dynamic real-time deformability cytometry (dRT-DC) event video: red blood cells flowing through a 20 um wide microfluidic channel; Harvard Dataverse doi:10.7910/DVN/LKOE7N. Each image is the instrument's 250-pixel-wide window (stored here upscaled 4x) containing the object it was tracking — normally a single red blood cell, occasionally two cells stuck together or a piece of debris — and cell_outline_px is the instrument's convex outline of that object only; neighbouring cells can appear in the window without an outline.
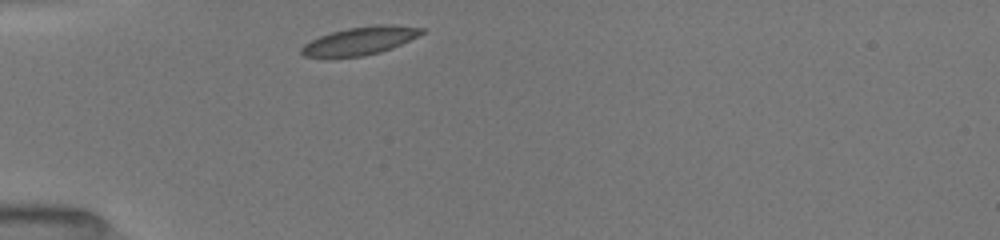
{"species": "common noctule bat (a hibernating species)", "species_latin": "Nyctalus noctula", "temperature_condition": "room temperature", "stored_images_in_passage": 37, "camera_frame_rate_fps": 3000, "um_per_image_px": 0.085, "animal": {"sex": "female", "body_mass_g": 19.5, "forearm_length_mm": 54.1}, "frame": {"image": 1, "passage_image": 1, "time_ms": 0.0, "image_size_px": [1000, 240], "cell_outline_px": [[424, 32], [392, 48], [380, 52], [364, 56], [304, 56], [300, 52], [300, 48], [304, 44], [320, 36], [332, 32], [348, 28], [376, 24], [392, 24], [424, 28]], "centroid_in_image_um": [30.62, 3.45], "position_along_channel_um": 54.4, "area_um2": 19.25}}
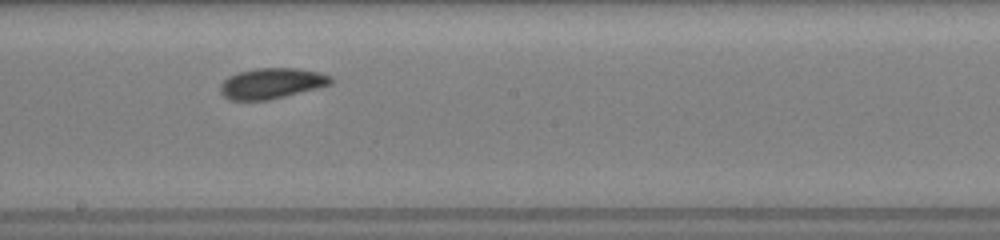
{"frame": {"image": 2, "passage_image": 15, "time_ms": 4.667, "image_size_px": [1000, 240], "cell_outline_px": [[336, 80], [332, 84], [268, 100], [232, 100], [224, 96], [220, 92], [220, 84], [228, 76], [240, 72], [256, 68], [296, 68], [320, 72], [332, 76]], "centroid_in_image_um": [23.12, 7.07], "position_along_channel_um": 225.1, "area_um2": 19.71}}
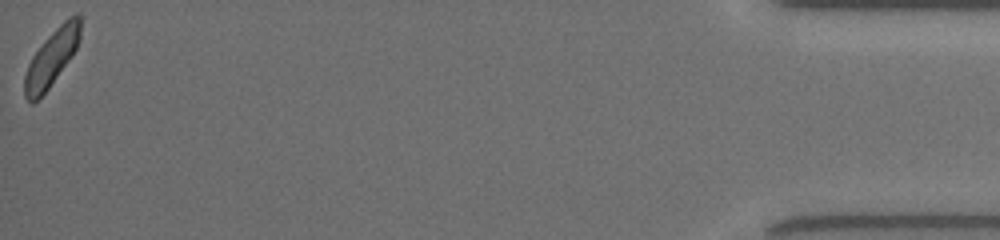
{"frame": {"image": 3, "passage_image": 37, "time_ms": 12.0, "image_size_px": [1000, 240], "cell_outline_px": [[80, 36], [76, 48], [72, 56], [48, 88], [32, 104], [24, 96], [24, 76], [28, 64], [32, 56], [44, 40], [68, 16], [76, 12], [80, 12]], "centroid_in_image_um": [4.39, 4.88], "position_along_channel_um": 430.8, "area_um2": 18.15}, "authors_computed_cell_mechanics": {"area_um2": 19.2474, "velocity_mm_per_s": 3.9821, "shape_relaxation_time_tau1_ms": 2.7713, "shape_relaxation_time_tau2_ms": 6.9751, "deformation_change_tau1": 0.1224, "deformation_change_tau2": 0.0992}}